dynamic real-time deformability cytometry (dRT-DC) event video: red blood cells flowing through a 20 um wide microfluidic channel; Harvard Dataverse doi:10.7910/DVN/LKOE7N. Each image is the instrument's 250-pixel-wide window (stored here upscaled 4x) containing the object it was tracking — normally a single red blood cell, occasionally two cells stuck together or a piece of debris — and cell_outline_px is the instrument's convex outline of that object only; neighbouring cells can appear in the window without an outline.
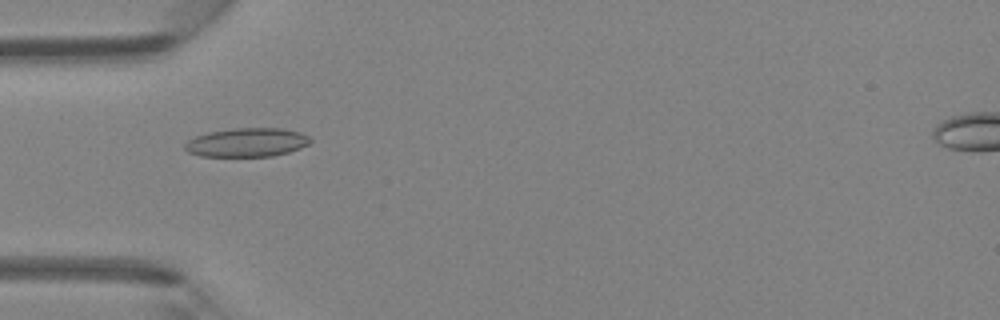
{"species": "Egyptian fruit bat (a non-hibernating species)", "species_latin": "Rousettus aegyptiacus", "temperature_condition": "room temperature", "stored_images_in_passage": 46, "camera_frame_rate_fps": 3000, "um_per_image_px": 0.085, "animal": {"sex": "female"}, "frame": {"image": 1, "passage_image": 15, "time_ms": 4.667, "image_size_px": [1000, 320], "cell_outline_px": [[312, 140], [308, 144], [300, 148], [288, 152], [272, 156], [200, 156], [188, 152], [184, 148], [184, 144], [188, 140], [196, 136], [208, 132], [232, 128], [280, 128], [300, 132], [308, 136]], "centroid_in_image_um": [20.97, 12.1], "position_along_channel_um": 64.0, "area_um2": 21.04}}
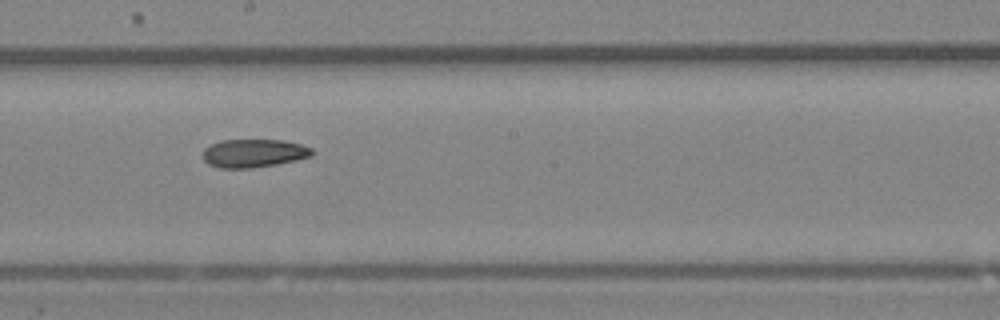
{"frame": {"image": 2, "passage_image": 26, "time_ms": 8.333, "image_size_px": [1000, 320], "cell_outline_px": [[316, 152], [312, 156], [296, 160], [276, 164], [252, 168], [220, 168], [208, 164], [204, 160], [204, 148], [220, 140], [284, 140], [300, 144], [312, 148]], "centroid_in_image_um": [21.6, 13.02], "position_along_channel_um": 226.6, "area_um2": 18.03}}
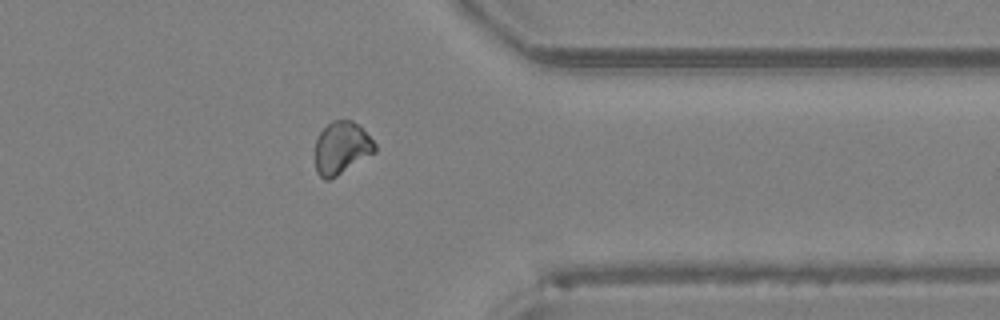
{"frame": {"image": 3, "passage_image": 37, "time_ms": 12.0, "image_size_px": [1000, 320], "cell_outline_px": [[376, 152], [336, 176], [328, 180], [324, 180], [316, 172], [316, 140], [320, 132], [332, 120], [352, 120], [376, 144]], "centroid_in_image_um": [29.02, 12.58], "position_along_channel_um": 382.4, "area_um2": 17.98}}